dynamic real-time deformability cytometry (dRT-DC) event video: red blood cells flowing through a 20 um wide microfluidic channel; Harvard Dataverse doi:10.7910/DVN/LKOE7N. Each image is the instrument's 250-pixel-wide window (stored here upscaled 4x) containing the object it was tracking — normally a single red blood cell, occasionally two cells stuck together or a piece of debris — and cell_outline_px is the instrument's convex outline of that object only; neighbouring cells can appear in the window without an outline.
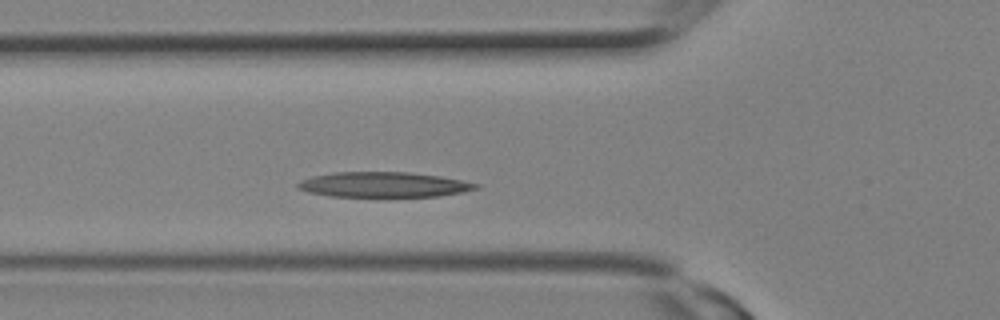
{"species": "Egyptian fruit bat (a non-hibernating species)", "species_latin": "Rousettus aegyptiacus", "temperature_condition": "room temperature", "stored_images_in_passage": 5, "camera_frame_rate_fps": 3000, "um_per_image_px": 0.085, "animal": {"sex": "female"}, "frame": {"image": 1, "passage_image": 5, "time_ms": 1.333, "image_size_px": [1000, 320], "cell_outline_px": [[480, 188], [464, 192], [436, 196], [328, 196], [308, 192], [300, 188], [296, 184], [300, 180], [312, 176], [332, 172], [408, 172], [440, 176], [480, 184]], "centroid_in_image_um": [32.61, 15.68], "position_along_channel_um": 93.2, "area_um2": 26.01}}